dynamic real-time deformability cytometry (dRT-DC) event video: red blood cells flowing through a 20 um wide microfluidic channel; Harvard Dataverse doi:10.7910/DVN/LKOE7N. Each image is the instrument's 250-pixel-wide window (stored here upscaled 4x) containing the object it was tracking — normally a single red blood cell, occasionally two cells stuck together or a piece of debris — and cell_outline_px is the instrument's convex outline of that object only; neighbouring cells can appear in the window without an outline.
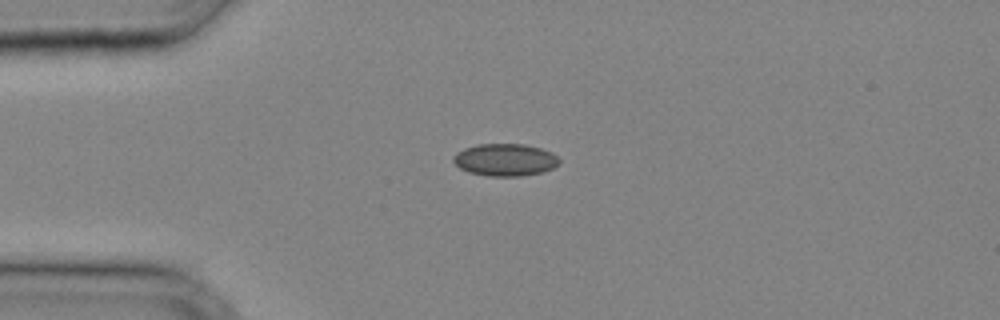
{"species": "common noctule bat (a hibernating species)", "species_latin": "Nyctalus noctula", "temperature_condition": "cold", "stored_images_in_passage": 34, "camera_frame_rate_fps": 3000, "um_per_image_px": 0.085, "animal": {"sex": "male", "body_mass_g": 20.4}, "frame": {"image": 1, "passage_image": 8, "time_ms": 2.333, "image_size_px": [1000, 320], "cell_outline_px": [[560, 164], [552, 168], [540, 172], [520, 176], [488, 176], [468, 172], [460, 168], [452, 160], [452, 156], [456, 152], [464, 148], [476, 144], [524, 144], [540, 148], [552, 152], [560, 160]], "centroid_in_image_um": [42.91, 13.58], "position_along_channel_um": 42.1, "area_um2": 20.0}}
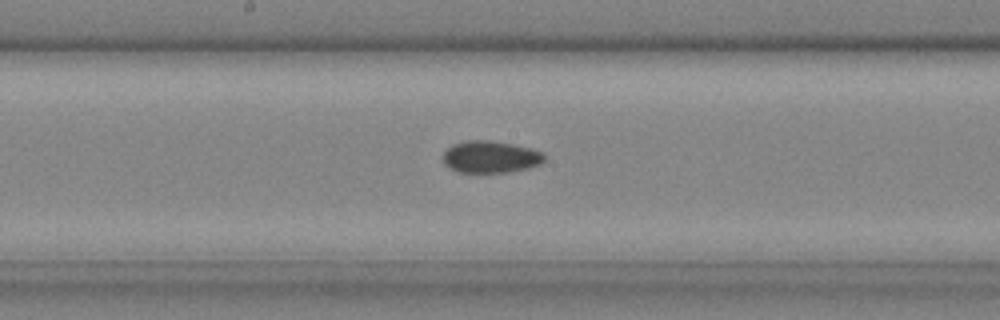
{"frame": {"image": 2, "passage_image": 18, "time_ms": 5.667, "image_size_px": [1000, 320], "cell_outline_px": [[544, 160], [540, 164], [528, 168], [508, 172], [456, 172], [448, 168], [444, 164], [444, 152], [452, 144], [464, 140], [488, 140], [512, 144], [532, 148], [544, 152]], "centroid_in_image_um": [41.68, 13.33], "position_along_channel_um": 206.5, "area_um2": 19.02}}
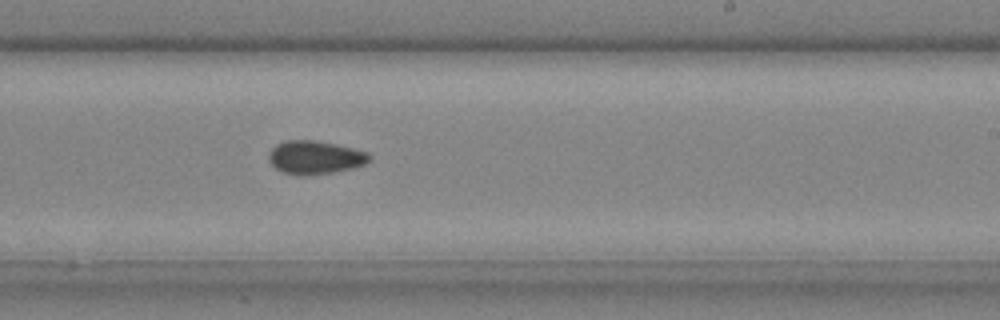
{"frame": {"image": 3, "passage_image": 21, "time_ms": 6.667, "image_size_px": [1000, 320], "cell_outline_px": [[372, 160], [364, 164], [352, 168], [332, 172], [304, 176], [284, 172], [276, 168], [268, 160], [268, 152], [276, 144], [288, 140], [316, 140], [336, 144], [368, 152], [372, 156]], "centroid_in_image_um": [26.79, 13.37], "position_along_channel_um": 262.2, "area_um2": 19.59}}